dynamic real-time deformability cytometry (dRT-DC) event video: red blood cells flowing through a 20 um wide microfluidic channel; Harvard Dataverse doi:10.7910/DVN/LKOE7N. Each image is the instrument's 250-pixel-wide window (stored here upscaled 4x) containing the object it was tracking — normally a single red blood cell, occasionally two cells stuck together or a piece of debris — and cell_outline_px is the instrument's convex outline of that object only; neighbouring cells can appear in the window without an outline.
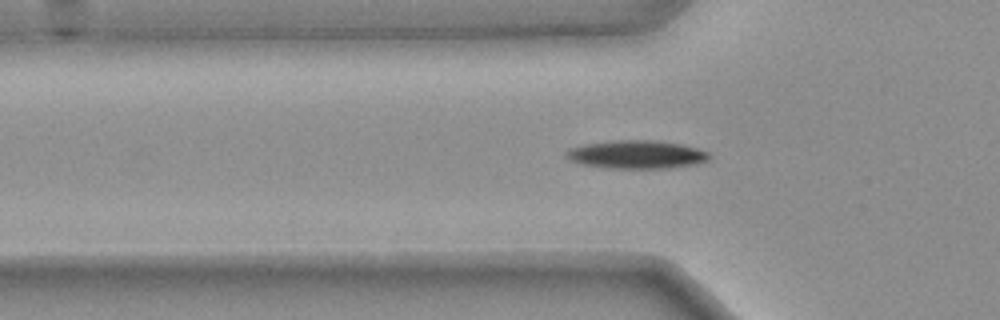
{"species": "common noctule bat (a hibernating species)", "species_latin": "Nyctalus noctula", "temperature_condition": "warm", "stored_images_in_passage": 44, "camera_frame_rate_fps": 3000, "um_per_image_px": 0.085, "animal": {"sex": "female", "body_mass_g": 25.1}, "frame": {"image": 1, "passage_image": 15, "time_ms": 4.667, "image_size_px": [1000, 320], "cell_outline_px": [[712, 156], [708, 160], [700, 164], [668, 168], [608, 168], [584, 164], [572, 160], [564, 156], [564, 152], [568, 148], [584, 144], [616, 140], [656, 140], [680, 144], [696, 148], [708, 152]], "centroid_in_image_um": [54.13, 13.13], "position_along_channel_um": 71.7, "area_um2": 23.64}}
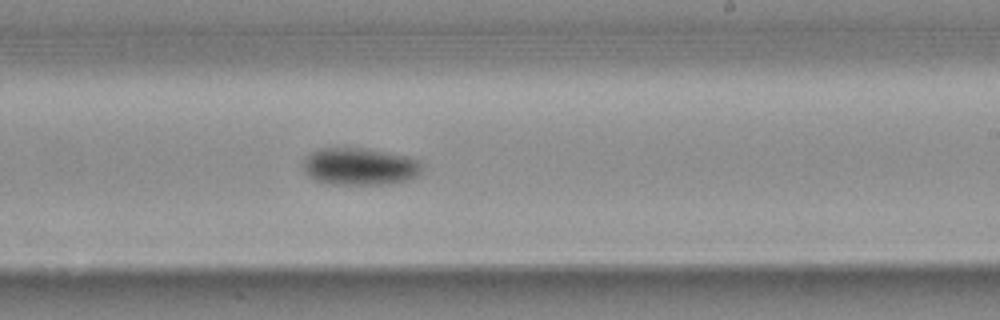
{"frame": {"image": 2, "passage_image": 30, "time_ms": 9.667, "image_size_px": [1000, 320], "cell_outline_px": [[420, 172], [416, 176], [404, 180], [388, 184], [332, 184], [316, 180], [304, 168], [304, 160], [312, 152], [320, 148], [368, 148], [408, 156], [420, 160]], "centroid_in_image_um": [30.61, 14.13], "position_along_channel_um": 258.4, "area_um2": 25.43}}
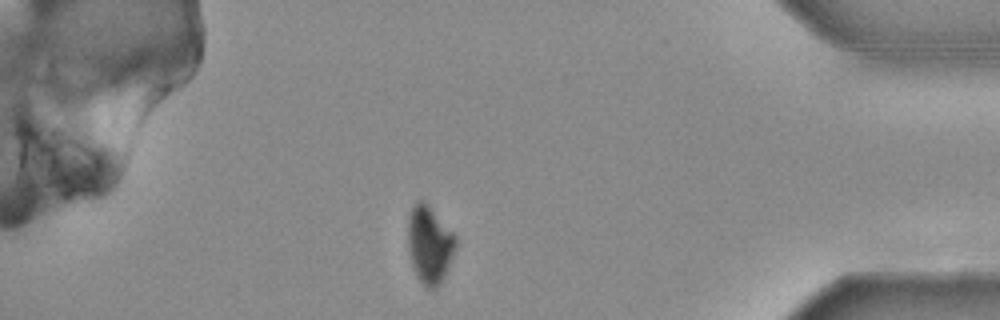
{"frame": {"image": 3, "passage_image": 44, "time_ms": 14.333, "image_size_px": [1000, 320], "cell_outline_px": [[456, 248], [448, 268], [440, 284], [436, 288], [428, 288], [416, 276], [412, 264], [408, 248], [408, 216], [416, 200], [420, 200], [428, 204], [456, 236]], "centroid_in_image_um": [36.51, 20.78], "position_along_channel_um": 398.7, "area_um2": 21.44}, "authors_computed_cell_mechanics": {"area_um2": 23.2067, "velocity_mm_per_s": 3.7348, "shape_relaxation_time_tau1_ms": 3.1842, "shape_relaxation_time_tau2_ms": null, "deformation_change_tau1": 0.1545, "deformation_change_tau2": null}}